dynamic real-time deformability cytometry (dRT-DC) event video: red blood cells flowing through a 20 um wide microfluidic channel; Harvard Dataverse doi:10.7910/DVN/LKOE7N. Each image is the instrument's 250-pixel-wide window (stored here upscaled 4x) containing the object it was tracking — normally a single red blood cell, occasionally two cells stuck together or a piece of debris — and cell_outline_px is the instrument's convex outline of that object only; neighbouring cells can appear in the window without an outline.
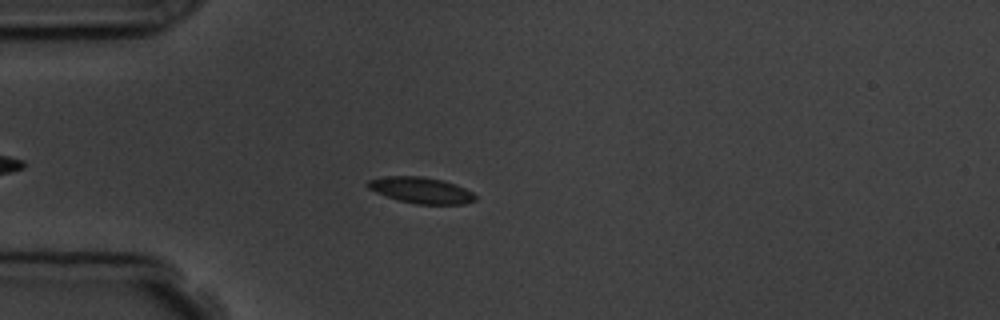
{"species": "common noctule bat (a hibernating species)", "species_latin": "Nyctalus noctula", "temperature_condition": "room temperature", "stored_images_in_passage": 5, "camera_frame_rate_fps": 3000, "um_per_image_px": 0.085, "animal": {"sex": "male", "body_mass_g": 19.5, "forearm_length_mm": 54.6}, "frame": {"image": 1, "passage_image": 4, "time_ms": 4.333, "image_size_px": [1000, 320], "cell_outline_px": [[476, 200], [464, 204], [416, 204], [396, 200], [376, 192], [368, 188], [364, 184], [368, 180], [388, 176], [420, 176], [440, 180], [464, 188], [472, 192], [476, 196]], "centroid_in_image_um": [35.75, 16.18], "position_along_channel_um": 49.3, "area_um2": 16.24}}